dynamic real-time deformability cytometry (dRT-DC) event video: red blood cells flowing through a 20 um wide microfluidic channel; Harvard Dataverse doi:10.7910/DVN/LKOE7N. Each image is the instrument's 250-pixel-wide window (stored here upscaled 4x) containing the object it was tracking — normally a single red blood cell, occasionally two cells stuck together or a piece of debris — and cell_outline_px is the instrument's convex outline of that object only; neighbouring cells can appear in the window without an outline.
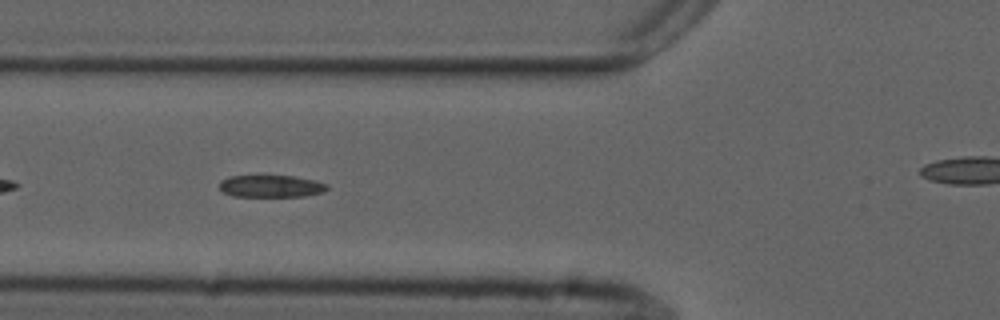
{"species": "common noctule bat (a hibernating species)", "species_latin": "Nyctalus noctula", "temperature_condition": "cold", "stored_images_in_passage": 41, "camera_frame_rate_fps": 3000, "um_per_image_px": 0.085, "animal": {"sex": "male", "forearm_length_mm": 52.5}, "frame": {"image": 1, "passage_image": 6, "time_ms": 1.667, "image_size_px": [1000, 320], "cell_outline_px": [[328, 188], [324, 192], [304, 196], [232, 196], [220, 192], [220, 180], [228, 176], [256, 172], [292, 176], [316, 180], [328, 184]], "centroid_in_image_um": [22.96, 15.76], "position_along_channel_um": 102.8, "area_um2": 14.91}}
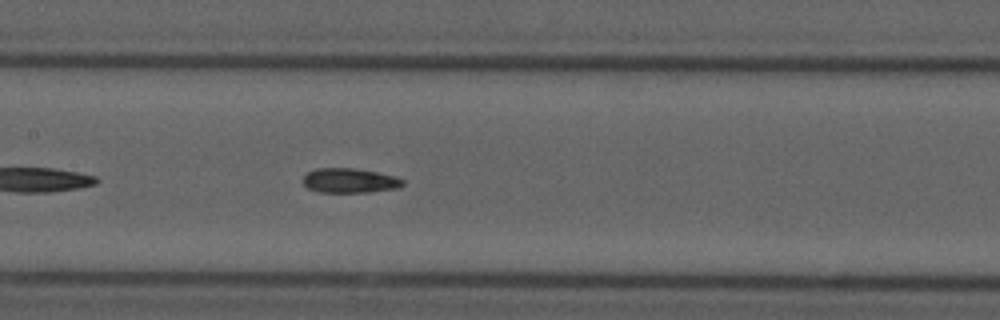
{"frame": {"image": 2, "passage_image": 12, "time_ms": 3.667, "image_size_px": [1000, 320], "cell_outline_px": [[404, 184], [400, 188], [368, 192], [320, 192], [308, 188], [304, 184], [304, 176], [308, 172], [316, 168], [356, 168], [396, 176], [404, 180]], "centroid_in_image_um": [29.76, 15.35], "position_along_channel_um": 177.6, "area_um2": 14.33}}
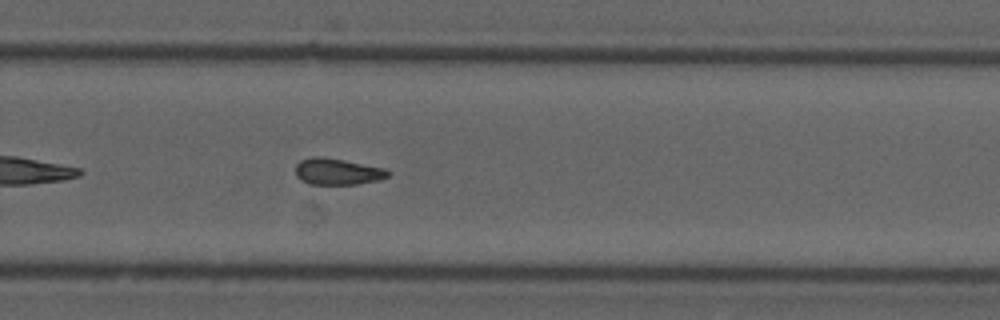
{"frame": {"image": 3, "passage_image": 22, "time_ms": 7.0, "image_size_px": [1000, 320], "cell_outline_px": [[392, 172], [388, 176], [380, 180], [356, 184], [308, 184], [300, 180], [296, 176], [296, 164], [300, 160], [312, 156], [320, 156], [344, 160], [384, 168]], "centroid_in_image_um": [28.67, 14.58], "position_along_channel_um": 301.1, "area_um2": 14.33}, "authors_computed_cell_mechanics": {"area_um2": 14.5656, "velocity_mm_per_s": 3.7128, "shape_relaxation_time_tau1_ms": null, "shape_relaxation_time_tau2_ms": 3.3647, "deformation_change_tau1": null, "deformation_change_tau2": 0.0973}}